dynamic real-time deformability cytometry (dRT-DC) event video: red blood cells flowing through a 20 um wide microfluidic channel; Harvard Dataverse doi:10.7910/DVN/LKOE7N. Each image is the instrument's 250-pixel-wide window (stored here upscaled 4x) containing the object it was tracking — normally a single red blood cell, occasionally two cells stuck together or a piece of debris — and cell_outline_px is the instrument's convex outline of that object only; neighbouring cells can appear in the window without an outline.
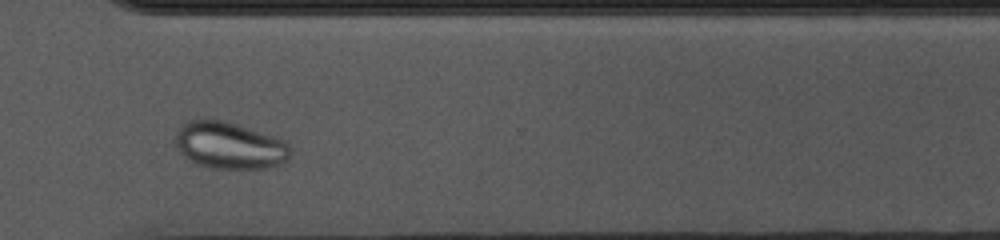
{"species": "common noctule bat (a hibernating species)", "species_latin": "Nyctalus noctula", "temperature_condition": "cold", "stored_images_in_passage": 37, "camera_frame_rate_fps": 3000, "um_per_image_px": 0.085, "animal": {"sex": "female", "body_mass_g": 10.0, "forearm_length_mm": 53.1}, "frame": {"image": 1, "passage_image": 32, "time_ms": 10.333, "image_size_px": [1000, 240], "cell_outline_px": [[288, 156], [284, 160], [272, 164], [256, 168], [224, 168], [204, 164], [192, 160], [180, 148], [180, 132], [192, 120], [216, 120], [232, 124], [276, 140], [284, 144], [288, 148]], "centroid_in_image_um": [19.51, 12.38], "position_along_channel_um": 351.1, "area_um2": 27.8}}